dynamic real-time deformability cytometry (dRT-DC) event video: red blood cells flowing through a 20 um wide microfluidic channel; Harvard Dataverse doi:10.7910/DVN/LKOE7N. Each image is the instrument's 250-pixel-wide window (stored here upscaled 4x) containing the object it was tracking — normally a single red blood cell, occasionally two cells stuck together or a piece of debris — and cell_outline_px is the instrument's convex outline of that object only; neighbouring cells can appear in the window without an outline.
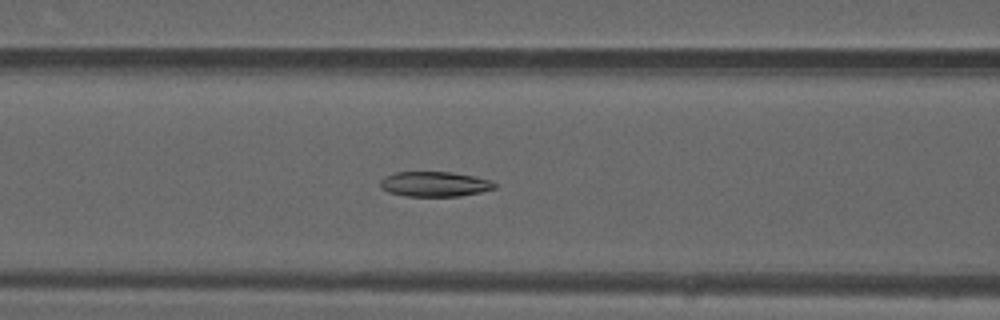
{"species": "common noctule bat (a hibernating species)", "species_latin": "Nyctalus noctula", "temperature_condition": "warm", "stored_images_in_passage": 50, "camera_frame_rate_fps": 3000, "um_per_image_px": 0.085, "animal": {"sex": "male", "forearm_length_mm": 52.5}, "frame": {"image": 1, "passage_image": 21, "time_ms": 6.667, "image_size_px": [1000, 320], "cell_outline_px": [[496, 188], [480, 192], [460, 196], [404, 196], [388, 192], [380, 188], [380, 180], [384, 176], [396, 172], [452, 172], [492, 180], [496, 184]], "centroid_in_image_um": [36.92, 15.65], "position_along_channel_um": 129.7, "area_um2": 16.76}}
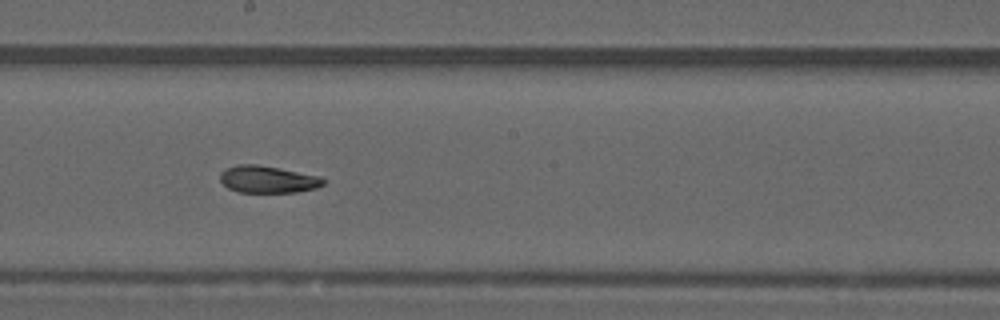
{"frame": {"image": 2, "passage_image": 28, "time_ms": 9.0, "image_size_px": [1000, 320], "cell_outline_px": [[324, 184], [316, 188], [296, 192], [240, 192], [228, 188], [220, 180], [220, 172], [224, 168], [236, 164], [256, 164], [280, 168], [320, 176], [324, 180]], "centroid_in_image_um": [22.73, 15.23], "position_along_channel_um": 225.5, "area_um2": 16.36}}
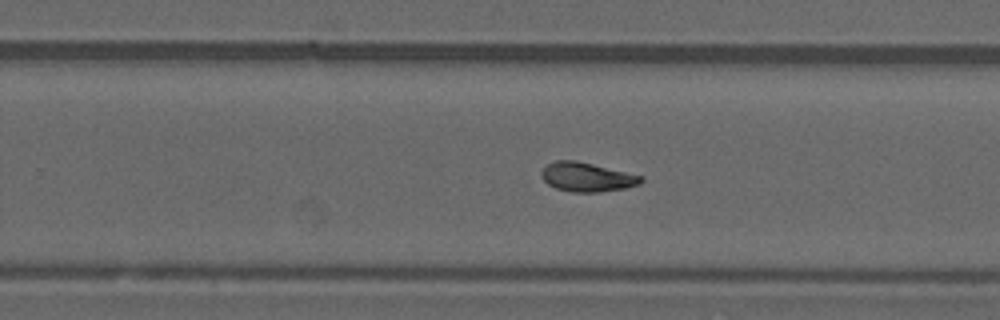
{"frame": {"image": 3, "passage_image": 32, "time_ms": 10.333, "image_size_px": [1000, 320], "cell_outline_px": [[644, 180], [640, 184], [624, 188], [600, 192], [572, 192], [556, 188], [548, 184], [540, 176], [540, 172], [548, 164], [556, 160], [576, 160], [644, 176]], "centroid_in_image_um": [49.9, 15.05], "position_along_channel_um": 279.9, "area_um2": 16.94}}